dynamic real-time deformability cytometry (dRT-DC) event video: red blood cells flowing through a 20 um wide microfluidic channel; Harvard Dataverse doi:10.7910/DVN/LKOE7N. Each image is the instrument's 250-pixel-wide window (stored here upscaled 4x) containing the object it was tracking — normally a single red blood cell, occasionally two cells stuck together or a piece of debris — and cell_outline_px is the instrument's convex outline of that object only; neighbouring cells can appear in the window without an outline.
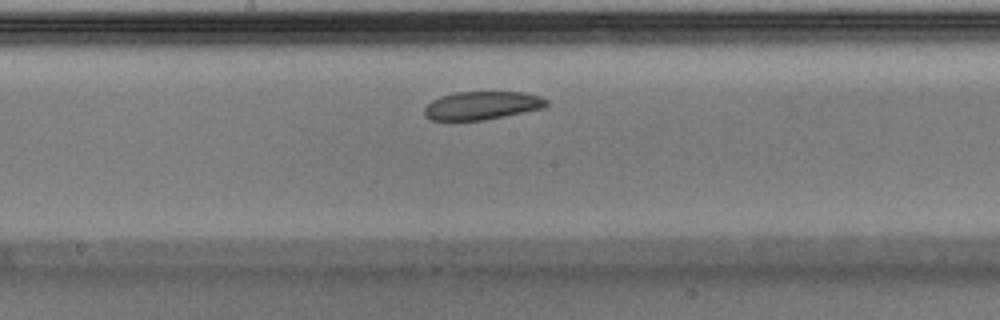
{"species": "Egyptian fruit bat (a non-hibernating species)", "species_latin": "Rousettus aegyptiacus", "temperature_condition": "warm", "stored_images_in_passage": 28, "camera_frame_rate_fps": 3000, "um_per_image_px": 0.085, "animal": {"sex": "male"}, "frame": {"image": 1, "passage_image": 9, "time_ms": 2.667, "image_size_px": [1000, 320], "cell_outline_px": [[548, 104], [544, 108], [484, 120], [432, 120], [424, 116], [424, 108], [432, 100], [440, 96], [456, 92], [524, 92], [540, 96], [548, 100]], "centroid_in_image_um": [40.97, 8.96], "position_along_channel_um": 207.2, "area_um2": 20.11}}